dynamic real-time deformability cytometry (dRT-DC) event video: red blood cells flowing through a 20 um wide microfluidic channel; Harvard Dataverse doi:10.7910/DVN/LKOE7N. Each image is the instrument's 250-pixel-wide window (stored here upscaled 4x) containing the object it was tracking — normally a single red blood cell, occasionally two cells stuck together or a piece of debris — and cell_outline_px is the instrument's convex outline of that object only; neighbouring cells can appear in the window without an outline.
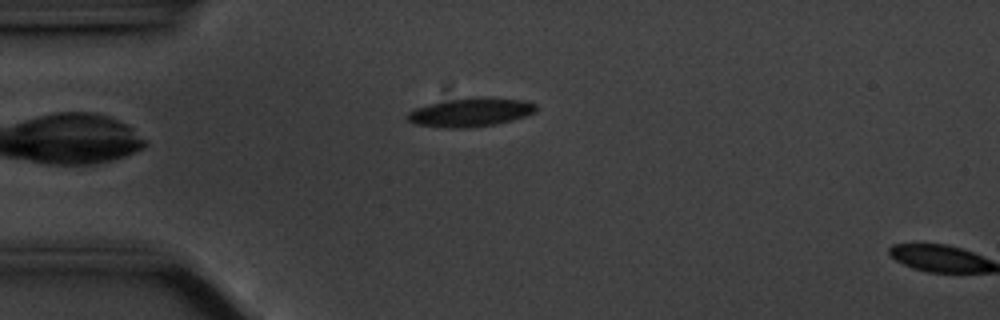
{"species": "common noctule bat (a hibernating species)", "species_latin": "Nyctalus noctula", "temperature_condition": "cold", "stored_images_in_passage": 3, "camera_frame_rate_fps": 3000, "um_per_image_px": 0.085, "animal": {"sex": "male", "body_mass_g": 20.1, "forearm_length_mm": 53.5}, "frame": {"image": 1, "passage_image": 2, "time_ms": 0.333, "image_size_px": [1000, 320], "cell_outline_px": [[536, 112], [512, 120], [492, 124], [468, 128], [440, 128], [416, 124], [404, 120], [404, 116], [408, 112], [416, 108], [428, 104], [452, 100], [480, 96], [488, 96], [524, 100], [536, 104]], "centroid_in_image_um": [39.97, 9.54], "position_along_channel_um": 45.0, "area_um2": 21.68}}